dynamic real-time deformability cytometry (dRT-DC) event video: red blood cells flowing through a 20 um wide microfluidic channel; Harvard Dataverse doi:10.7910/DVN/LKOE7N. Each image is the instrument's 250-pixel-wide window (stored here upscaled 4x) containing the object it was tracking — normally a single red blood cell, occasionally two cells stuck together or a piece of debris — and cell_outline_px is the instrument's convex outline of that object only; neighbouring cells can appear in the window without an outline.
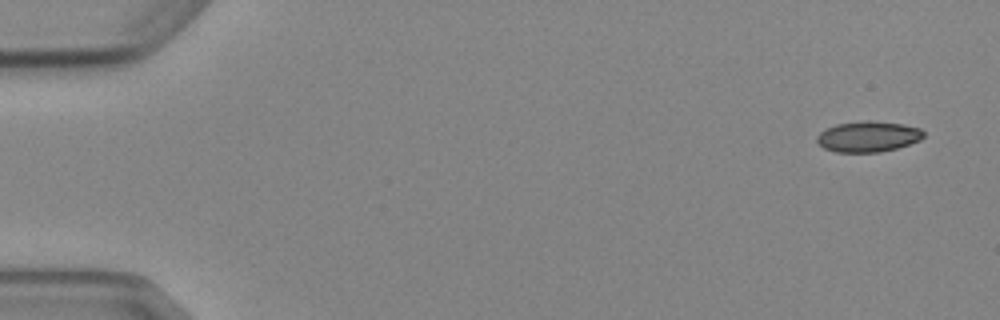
{"species": "Egyptian fruit bat (a non-hibernating species)", "species_latin": "Rousettus aegyptiacus", "temperature_condition": "cold", "stored_images_in_passage": 6, "camera_frame_rate_fps": 3000, "um_per_image_px": 0.085, "animal": {"sex": "female"}, "frame": {"image": 1, "passage_image": 1, "time_ms": 0.0, "image_size_px": [1000, 320], "cell_outline_px": [[924, 136], [920, 140], [896, 148], [880, 152], [836, 152], [824, 148], [816, 140], [816, 136], [820, 132], [836, 124], [868, 120], [872, 120], [904, 124], [920, 128], [924, 132]], "centroid_in_image_um": [73.8, 11.6], "position_along_channel_um": 11.2, "area_um2": 19.07}}
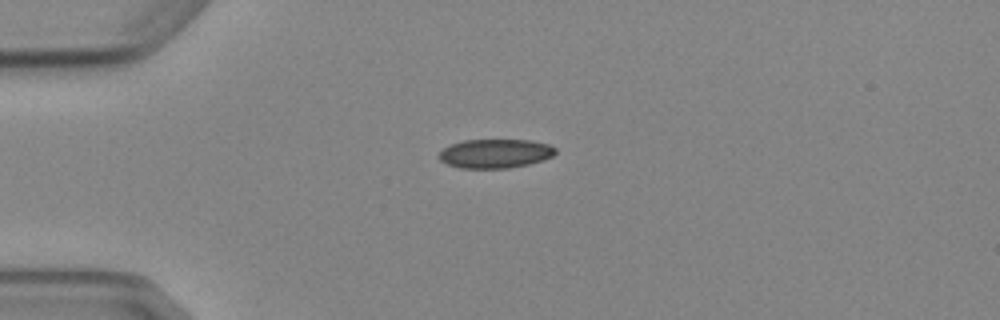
{"frame": {"image": 2, "passage_image": 4, "time_ms": 3.667, "image_size_px": [1000, 320], "cell_outline_px": [[556, 152], [552, 156], [544, 160], [528, 164], [508, 168], [460, 168], [448, 164], [440, 160], [440, 152], [444, 148], [452, 144], [464, 140], [532, 140], [548, 144], [556, 148]], "centroid_in_image_um": [42.13, 13.05], "position_along_channel_um": 42.9, "area_um2": 19.59}}
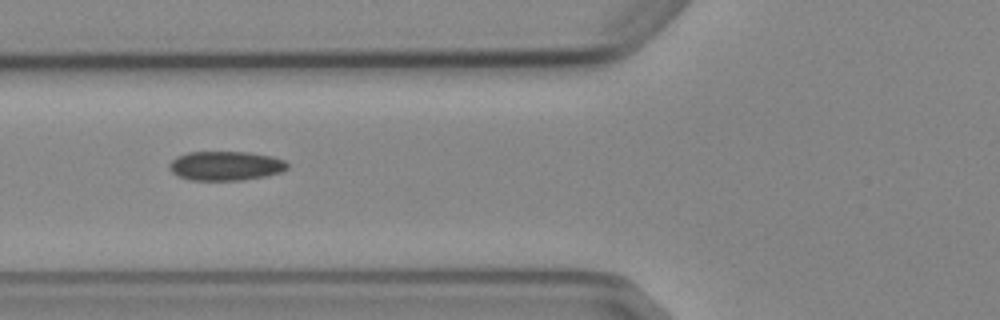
{"frame": {"image": 3, "passage_image": 6, "time_ms": 6.0, "image_size_px": [1000, 320], "cell_outline_px": [[288, 168], [280, 172], [264, 176], [240, 180], [192, 180], [176, 176], [168, 168], [168, 164], [176, 156], [188, 152], [248, 152], [272, 156], [284, 160], [288, 164]], "centroid_in_image_um": [19.14, 14.09], "position_along_channel_um": 106.7, "area_um2": 20.17}}